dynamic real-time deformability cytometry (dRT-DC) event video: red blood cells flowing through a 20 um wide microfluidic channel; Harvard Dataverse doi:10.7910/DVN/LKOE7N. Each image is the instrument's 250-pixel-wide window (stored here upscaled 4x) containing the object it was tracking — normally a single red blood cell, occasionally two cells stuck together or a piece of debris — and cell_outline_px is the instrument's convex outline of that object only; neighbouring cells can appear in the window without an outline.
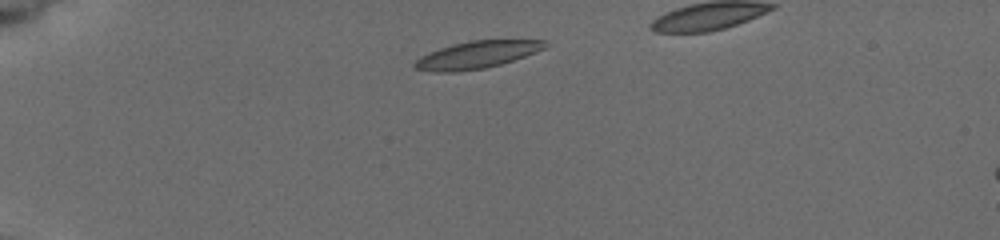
{"species": "common noctule bat (a hibernating species)", "species_latin": "Nyctalus noctula", "temperature_condition": "cold", "stored_images_in_passage": 3, "camera_frame_rate_fps": 3000, "um_per_image_px": 0.085, "animal": {"sex": "female", "body_mass_g": 19.5, "forearm_length_mm": 54.1}, "frame": {"image": 1, "passage_image": 1, "time_ms": 0.0, "image_size_px": [1000, 240], "cell_outline_px": [[548, 44], [544, 48], [536, 52], [500, 64], [484, 68], [452, 72], [436, 72], [416, 68], [412, 64], [420, 56], [428, 52], [452, 44], [472, 40], [548, 40]], "centroid_in_image_um": [40.52, 4.65], "position_along_channel_um": 44.5, "area_um2": 20.52}}